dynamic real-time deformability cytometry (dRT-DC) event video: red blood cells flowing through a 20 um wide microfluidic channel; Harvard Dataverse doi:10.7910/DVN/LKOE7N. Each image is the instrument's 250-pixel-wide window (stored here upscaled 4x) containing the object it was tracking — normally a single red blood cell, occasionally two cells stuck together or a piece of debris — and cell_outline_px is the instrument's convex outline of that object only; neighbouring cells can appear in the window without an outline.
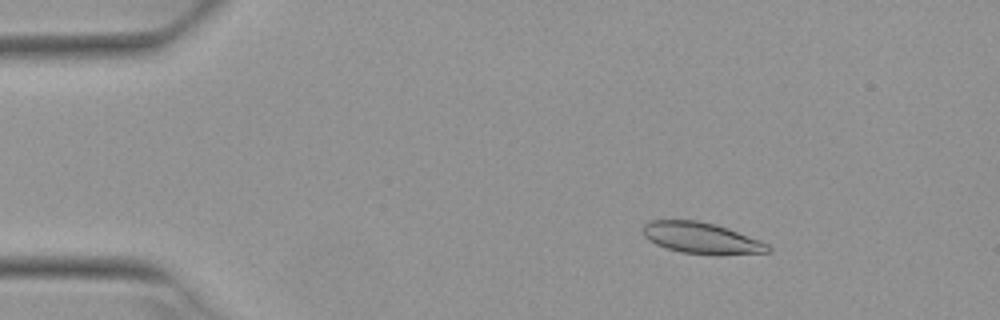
{"species": "Egyptian fruit bat (a non-hibernating species)", "species_latin": "Rousettus aegyptiacus", "temperature_condition": "warm", "stored_images_in_passage": 6, "camera_frame_rate_fps": 3000, "um_per_image_px": 0.085, "animal": {"sex": "female"}, "frame": {"image": 1, "passage_image": 3, "time_ms": 0.667, "image_size_px": [1000, 320], "cell_outline_px": [[772, 252], [680, 252], [656, 244], [648, 240], [644, 236], [644, 224], [648, 220], [696, 220], [716, 224], [728, 228], [760, 240], [768, 244], [772, 248]], "centroid_in_image_um": [59.56, 20.17], "position_along_channel_um": 25.4, "area_um2": 21.79}}